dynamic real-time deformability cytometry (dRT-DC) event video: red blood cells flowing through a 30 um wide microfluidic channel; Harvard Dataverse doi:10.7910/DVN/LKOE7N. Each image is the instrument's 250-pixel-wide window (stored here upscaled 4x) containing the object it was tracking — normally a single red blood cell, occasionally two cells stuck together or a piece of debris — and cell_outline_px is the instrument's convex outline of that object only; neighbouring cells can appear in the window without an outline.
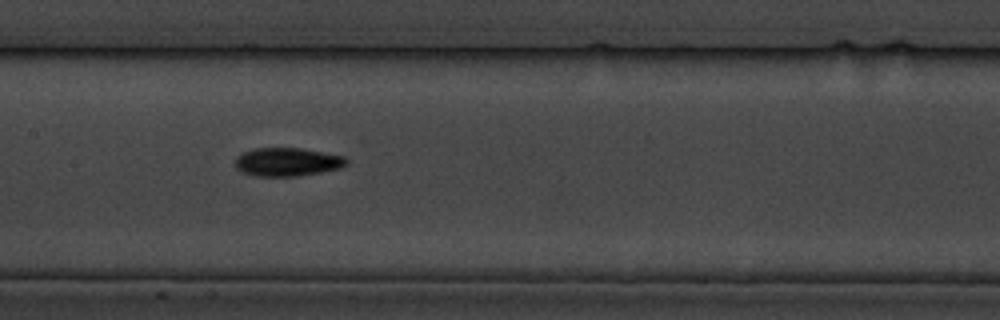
{"species": "common noctule bat (a hibernating species)", "species_latin": "Nyctalus noctula", "temperature_condition": "cold", "stored_images_in_passage": 7, "camera_frame_rate_fps": 3000, "um_per_image_px": 0.085, "animal": {"sex": "male", "body_mass_g": 19.5, "forearm_length_mm": 54.6}, "frame": {"image": 1, "passage_image": 5, "time_ms": 4.333, "image_size_px": [1000, 320], "cell_outline_px": [[348, 164], [340, 168], [320, 172], [296, 176], [256, 176], [240, 172], [236, 168], [236, 156], [240, 152], [252, 148], [300, 148], [344, 156], [348, 160]], "centroid_in_image_um": [24.38, 13.76], "position_along_channel_um": 183.0, "area_um2": 18.55}}
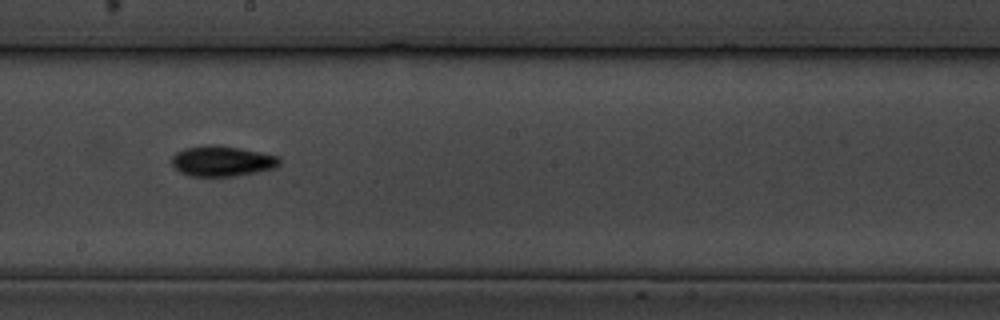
{"frame": {"image": 2, "passage_image": 6, "time_ms": 5.667, "image_size_px": [1000, 320], "cell_outline_px": [[280, 164], [276, 168], [256, 172], [232, 176], [188, 176], [172, 168], [172, 156], [176, 152], [184, 148], [212, 144], [260, 152], [280, 156]], "centroid_in_image_um": [18.85, 13.7], "position_along_channel_um": 229.3, "area_um2": 19.13}}
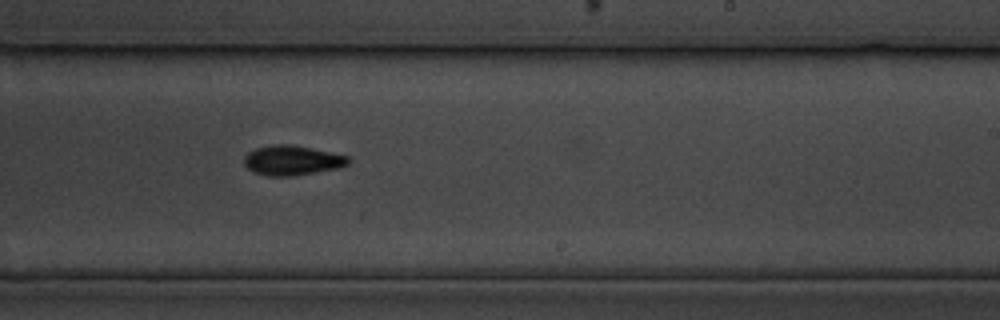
{"frame": {"image": 3, "passage_image": 7, "time_ms": 6.667, "image_size_px": [1000, 320], "cell_outline_px": [[352, 160], [348, 164], [336, 168], [292, 176], [268, 176], [256, 172], [248, 168], [244, 164], [244, 156], [248, 152], [256, 148], [276, 144], [288, 144], [312, 148], [348, 156]], "centroid_in_image_um": [24.83, 13.62], "position_along_channel_um": 264.2, "area_um2": 17.86}}